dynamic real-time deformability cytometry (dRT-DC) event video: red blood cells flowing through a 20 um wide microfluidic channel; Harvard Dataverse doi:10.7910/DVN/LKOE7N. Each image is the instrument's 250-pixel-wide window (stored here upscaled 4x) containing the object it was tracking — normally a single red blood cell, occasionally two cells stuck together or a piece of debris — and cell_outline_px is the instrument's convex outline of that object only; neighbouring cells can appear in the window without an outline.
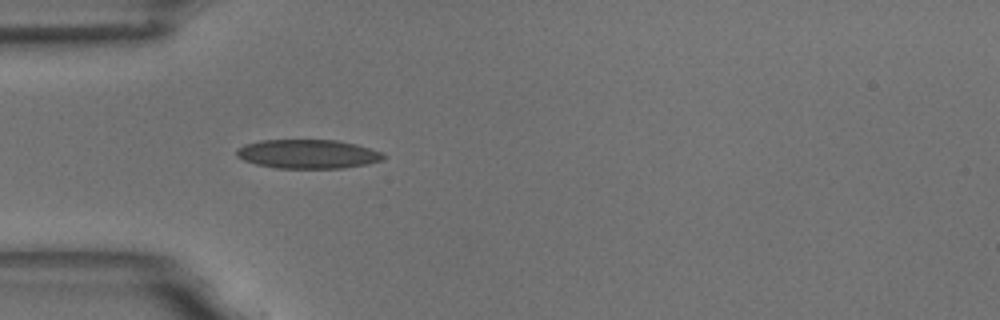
{"species": "common noctule bat (a hibernating species)", "species_latin": "Nyctalus noctula", "temperature_condition": "room temperature", "stored_images_in_passage": 40, "camera_frame_rate_fps": 3000, "um_per_image_px": 0.085, "animal": {"sex": "male", "body_mass_g": 18.8}, "frame": {"image": 1, "passage_image": 1, "time_ms": 0.0, "image_size_px": [1000, 320], "cell_outline_px": [[388, 156], [384, 160], [368, 164], [344, 168], [276, 168], [256, 164], [244, 160], [236, 156], [236, 148], [244, 144], [260, 140], [336, 140], [356, 144], [384, 152]], "centroid_in_image_um": [26.2, 13.09], "position_along_channel_um": 58.8, "area_um2": 25.14}}
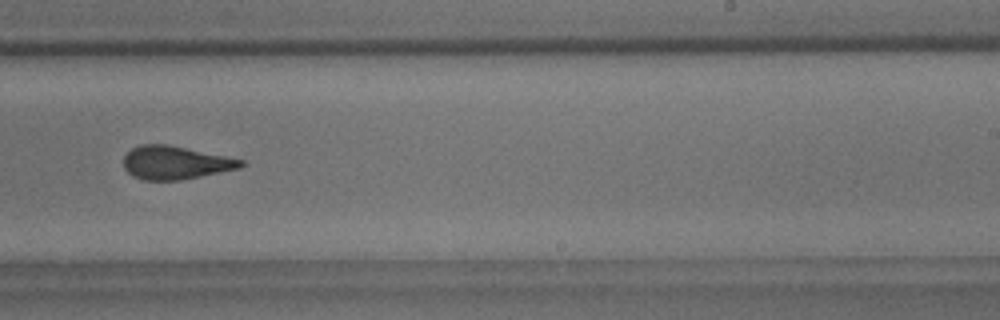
{"frame": {"image": 2, "passage_image": 19, "time_ms": 6.0, "image_size_px": [1000, 320], "cell_outline_px": [[244, 164], [240, 168], [180, 180], [144, 180], [132, 176], [124, 168], [124, 156], [132, 148], [140, 144], [168, 144], [244, 160]], "centroid_in_image_um": [14.88, 13.82], "position_along_channel_um": 274.1, "area_um2": 22.6}}
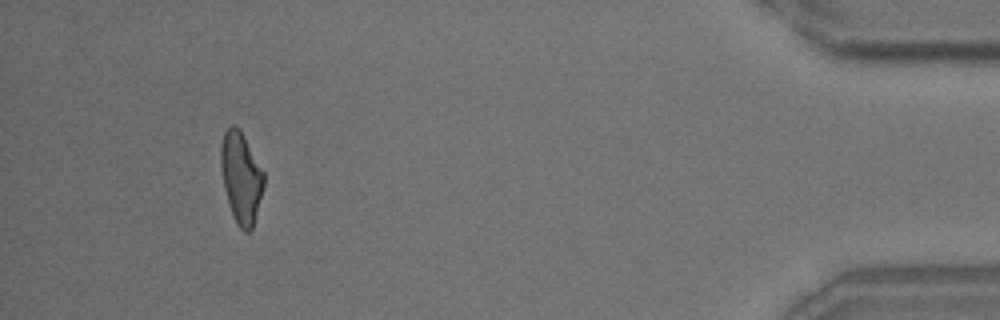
{"frame": {"image": 3, "passage_image": 36, "time_ms": 11.667, "image_size_px": [1000, 320], "cell_outline_px": [[264, 184], [252, 228], [248, 232], [244, 232], [236, 224], [232, 216], [228, 204], [224, 188], [220, 164], [220, 148], [224, 132], [232, 124], [244, 136], [264, 172]], "centroid_in_image_um": [20.47, 15.12], "position_along_channel_um": 414.7, "area_um2": 22.6}, "authors_computed_cell_mechanics": {"area_um2": 23.409, "velocity_mm_per_s": 3.6318, "shape_relaxation_time_tau1_ms": 6.344, "shape_relaxation_time_tau2_ms": 1.753, "deformation_change_tau1": 0.1596, "deformation_change_tau2": 0.0883}}